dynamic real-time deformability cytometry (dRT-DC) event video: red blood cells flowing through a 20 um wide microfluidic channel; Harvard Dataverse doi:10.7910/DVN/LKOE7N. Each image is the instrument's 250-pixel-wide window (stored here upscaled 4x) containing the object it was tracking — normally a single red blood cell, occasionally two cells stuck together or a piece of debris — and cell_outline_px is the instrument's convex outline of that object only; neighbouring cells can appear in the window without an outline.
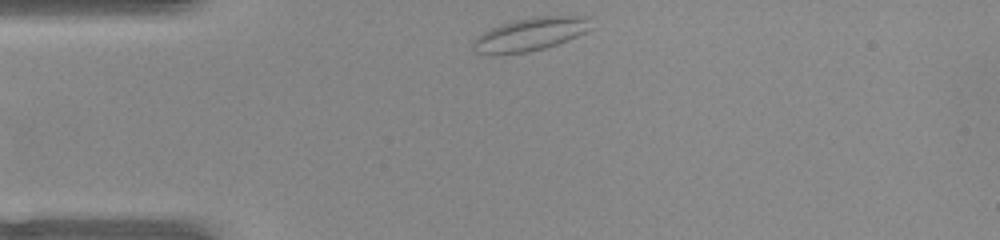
{"species": "common noctule bat (a hibernating species)", "species_latin": "Nyctalus noctula", "temperature_condition": "warm", "stored_images_in_passage": 34, "camera_frame_rate_fps": 3000, "um_per_image_px": 0.085, "animal": {"sex": "female", "body_mass_g": 22.0, "forearm_length_mm": 56.7}, "frame": {"image": 1, "passage_image": 1, "time_ms": 0.0, "image_size_px": [1000, 240], "cell_outline_px": [[596, 16], [592, 28], [568, 40], [544, 48], [528, 52], [500, 56], [492, 56], [476, 52], [472, 48], [472, 44], [476, 36], [500, 24], [512, 20], [532, 16]], "centroid_in_image_um": [45.09, 2.91], "position_along_channel_um": 39.9, "area_um2": 23.52}}
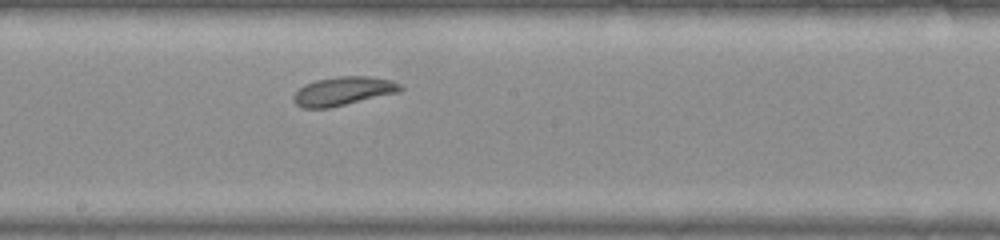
{"frame": {"image": 2, "passage_image": 17, "time_ms": 5.333, "image_size_px": [1000, 240], "cell_outline_px": [[404, 88], [400, 92], [328, 108], [304, 108], [296, 104], [292, 100], [292, 96], [304, 84], [316, 80], [336, 76], [372, 76], [392, 80], [400, 84]], "centroid_in_image_um": [29.18, 7.73], "position_along_channel_um": 219.0, "area_um2": 17.98}}
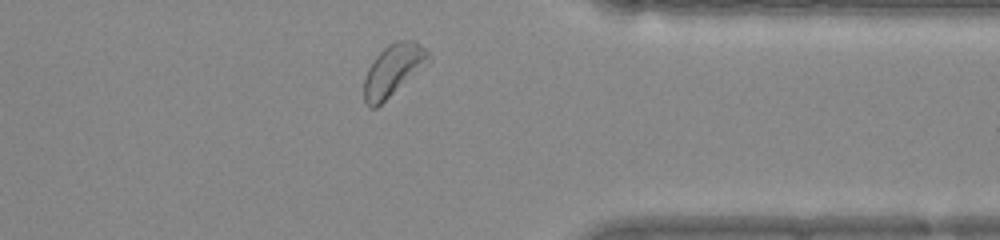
{"frame": {"image": 3, "passage_image": 30, "time_ms": 9.667, "image_size_px": [1000, 240], "cell_outline_px": [[432, 60], [376, 108], [368, 108], [364, 100], [364, 80], [368, 68], [376, 56], [388, 44], [396, 40], [416, 40], [432, 56]], "centroid_in_image_um": [33.43, 5.95], "position_along_channel_um": 378.0, "area_um2": 19.42}, "authors_computed_cell_mechanics": {"area_um2": 18.1781, "velocity_mm_per_s": 3.8566, "shape_relaxation_time_tau1_ms": 2.7091, "shape_relaxation_time_tau2_ms": null, "deformation_change_tau1": 0.0563, "deformation_change_tau2": null}}